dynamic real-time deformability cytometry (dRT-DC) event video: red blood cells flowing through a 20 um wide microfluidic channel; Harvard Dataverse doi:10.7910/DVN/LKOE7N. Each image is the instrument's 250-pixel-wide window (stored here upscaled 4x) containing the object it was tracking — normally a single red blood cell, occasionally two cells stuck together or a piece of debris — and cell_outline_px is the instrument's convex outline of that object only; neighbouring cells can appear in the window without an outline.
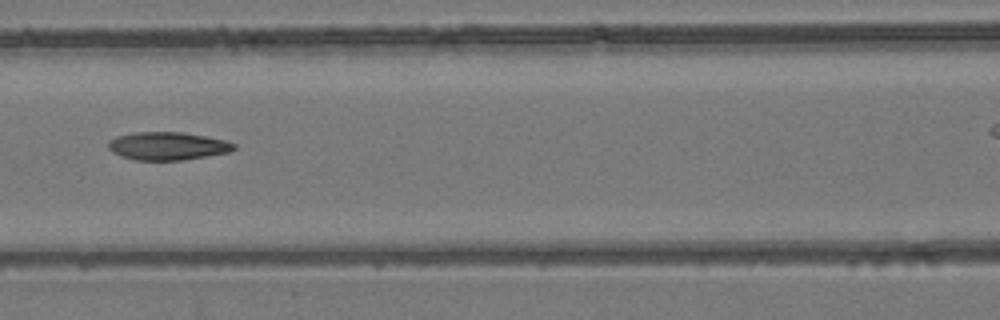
{"species": "common noctule bat (a hibernating species)", "species_latin": "Nyctalus noctula", "temperature_condition": "room temperature", "stored_images_in_passage": 4, "segment_of_instrument_passage": [1, 2], "camera_frame_rate_fps": 3000, "um_per_image_px": 0.085, "animal": {"sex": "female", "body_mass_g": 24.6, "forearm_length_mm": 56.2}, "frame": {"image": 1, "passage_image": 3, "time_ms": 2.333, "image_size_px": [1000, 320], "cell_outline_px": [[236, 148], [228, 152], [180, 160], [136, 160], [120, 156], [112, 152], [108, 148], [108, 140], [116, 136], [132, 132], [184, 132], [228, 140], [236, 144]], "centroid_in_image_um": [14.22, 12.39], "position_along_channel_um": 152.4, "area_um2": 20.63}}